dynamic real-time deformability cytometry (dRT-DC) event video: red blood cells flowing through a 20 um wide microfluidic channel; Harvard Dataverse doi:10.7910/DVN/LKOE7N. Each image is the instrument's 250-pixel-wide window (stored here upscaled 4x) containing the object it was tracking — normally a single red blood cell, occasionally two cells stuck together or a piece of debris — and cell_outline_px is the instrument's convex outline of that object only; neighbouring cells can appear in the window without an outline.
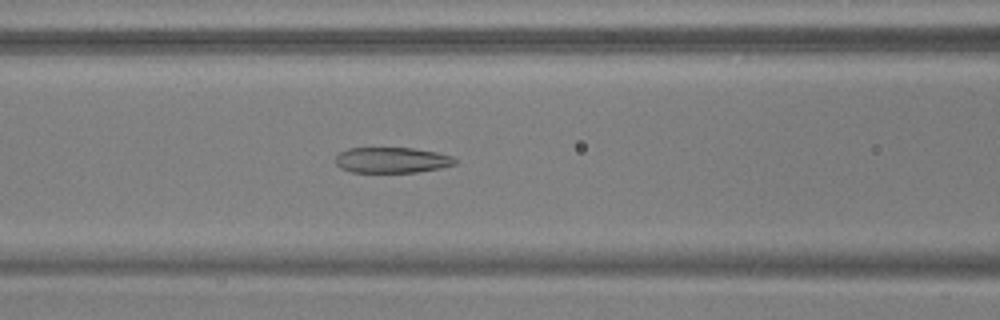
{"species": "common noctule bat (a hibernating species)", "species_latin": "Nyctalus noctula", "temperature_condition": "warm", "stored_images_in_passage": 54, "camera_frame_rate_fps": 3000, "um_per_image_px": 0.085, "animal": {"sex": "male", "body_mass_g": 17.9, "forearm_length_mm": 54.2}, "frame": {"image": 1, "passage_image": 23, "time_ms": 7.333, "image_size_px": [1000, 320], "cell_outline_px": [[456, 164], [440, 168], [416, 172], [352, 172], [340, 168], [336, 164], [336, 156], [340, 152], [348, 148], [412, 148], [436, 152], [452, 156], [456, 160]], "centroid_in_image_um": [33.3, 13.61], "position_along_channel_um": 133.3, "area_um2": 17.8}}
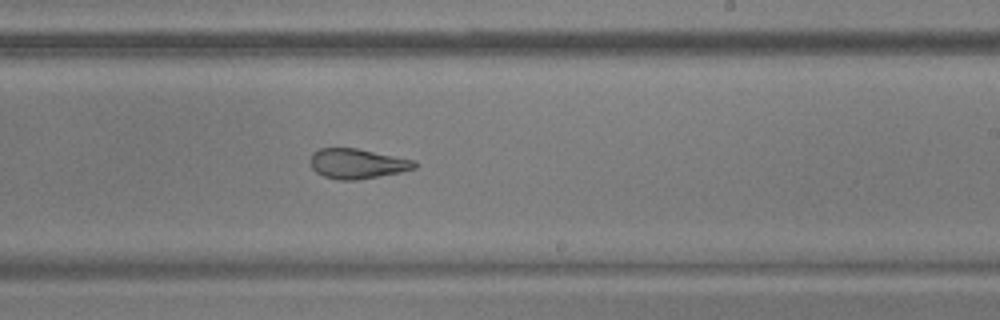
{"frame": {"image": 2, "passage_image": 33, "time_ms": 10.667, "image_size_px": [1000, 320], "cell_outline_px": [[420, 164], [416, 168], [400, 172], [356, 180], [340, 180], [324, 176], [316, 172], [312, 168], [308, 160], [312, 152], [320, 148], [356, 148], [416, 160]], "centroid_in_image_um": [30.36, 13.9], "position_along_channel_um": 258.6, "area_um2": 18.38}}
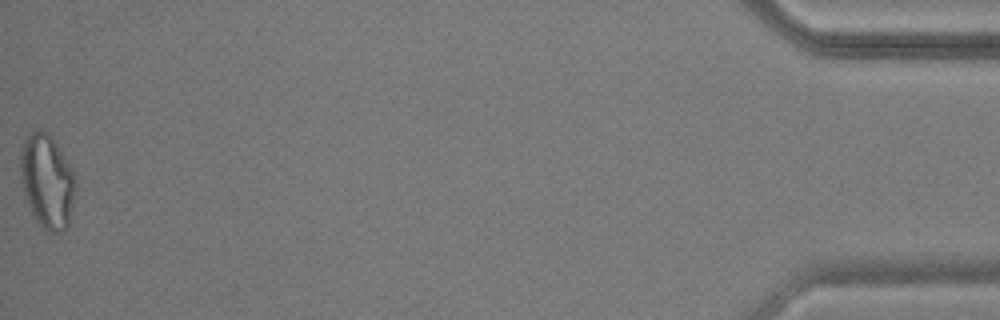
{"frame": {"image": 3, "passage_image": 54, "time_ms": 17.667, "image_size_px": [1000, 320], "cell_outline_px": [[76, 184], [68, 224], [60, 232], [48, 232], [36, 220], [28, 204], [24, 192], [20, 176], [20, 148], [24, 140], [32, 132], [40, 128], [48, 132], [72, 168], [76, 180]], "centroid_in_image_um": [3.99, 15.37], "position_along_channel_um": 431.2, "area_um2": 29.88}, "authors_computed_cell_mechanics": {"area_um2": 22.0507, "velocity_mm_per_s": 3.764, "shape_relaxation_time_tau1_ms": null, "shape_relaxation_time_tau2_ms": 1.6845, "deformation_change_tau1": null, "deformation_change_tau2": 0.096}}